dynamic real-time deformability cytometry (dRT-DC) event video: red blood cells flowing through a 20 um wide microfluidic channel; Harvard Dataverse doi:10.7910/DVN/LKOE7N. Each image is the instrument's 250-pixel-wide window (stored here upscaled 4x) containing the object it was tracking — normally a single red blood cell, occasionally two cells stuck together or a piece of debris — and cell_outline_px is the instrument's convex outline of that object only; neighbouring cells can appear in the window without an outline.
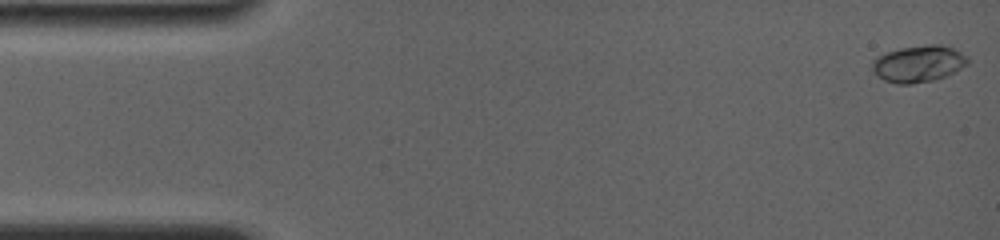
{"species": "common noctule bat (a hibernating species)", "species_latin": "Nyctalus noctula", "temperature_condition": "room temperature", "stored_images_in_passage": 34, "camera_frame_rate_fps": 4000, "um_per_image_px": 0.085, "animal": {"sex": "female", "body_mass_g": 19.0, "forearm_length_mm": 56.7}, "frame": {"image": 1, "passage_image": 1, "time_ms": 0.0, "image_size_px": [1000, 240], "cell_outline_px": [[968, 64], [944, 76], [932, 80], [912, 84], [896, 84], [884, 80], [876, 76], [872, 68], [872, 60], [876, 56], [900, 48], [928, 44], [944, 44], [968, 56]], "centroid_in_image_um": [78.04, 5.41], "position_along_channel_um": 7.0, "area_um2": 20.4}}
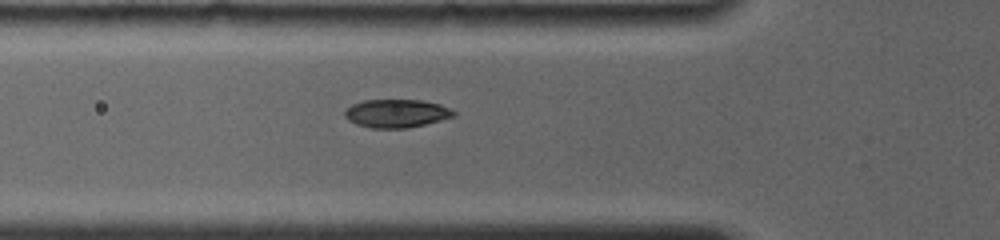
{"frame": {"image": 2, "passage_image": 22, "time_ms": 5.5, "image_size_px": [1000, 240], "cell_outline_px": [[456, 116], [408, 128], [372, 128], [356, 124], [348, 120], [344, 116], [344, 112], [352, 104], [364, 100], [420, 100], [440, 104], [456, 112]], "centroid_in_image_um": [33.69, 9.64], "position_along_channel_um": 92.1, "area_um2": 17.86}}
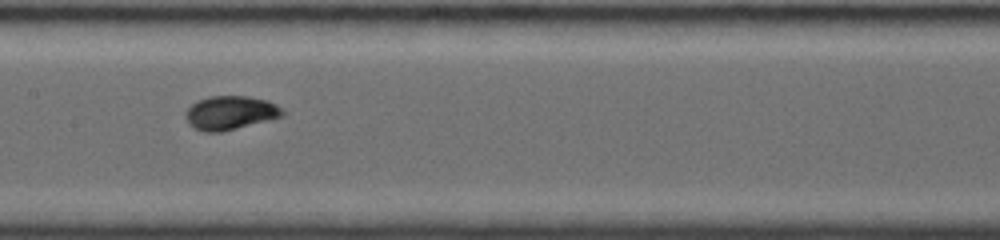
{"frame": {"image": 3, "passage_image": 33, "time_ms": 8.0, "image_size_px": [1000, 240], "cell_outline_px": [[288, 112], [284, 116], [220, 132], [204, 132], [188, 124], [184, 116], [184, 112], [192, 104], [208, 96], [248, 96], [268, 100], [284, 108]], "centroid_in_image_um": [19.61, 9.58], "position_along_channel_um": 187.8, "area_um2": 19.25}}